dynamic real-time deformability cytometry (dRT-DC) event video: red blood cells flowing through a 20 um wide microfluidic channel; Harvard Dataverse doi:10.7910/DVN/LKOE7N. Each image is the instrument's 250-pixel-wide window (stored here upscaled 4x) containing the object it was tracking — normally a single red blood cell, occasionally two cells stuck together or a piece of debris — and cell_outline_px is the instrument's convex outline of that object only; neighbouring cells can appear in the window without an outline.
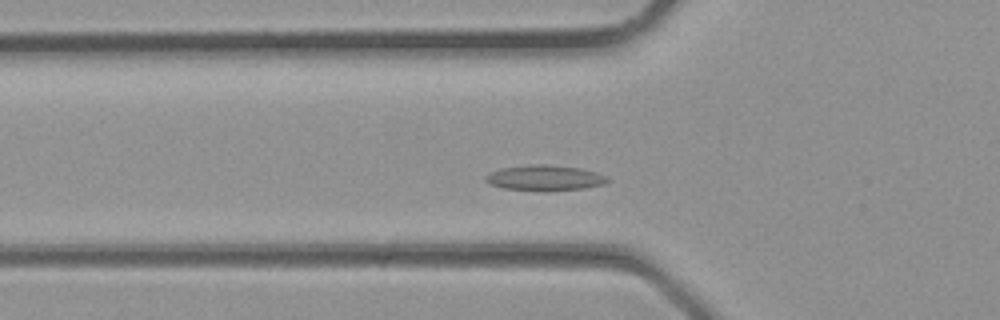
{"species": "common noctule bat (a hibernating species)", "species_latin": "Nyctalus noctula", "temperature_condition": "room temperature", "stored_images_in_passage": 31, "camera_frame_rate_fps": 3000, "um_per_image_px": 0.085, "animal": {"sex": "male", "body_mass_g": 23.1, "forearm_length_mm": 52.7}, "frame": {"image": 1, "passage_image": 7, "time_ms": 2.0, "image_size_px": [1000, 320], "cell_outline_px": [[612, 180], [604, 184], [584, 188], [504, 188], [488, 184], [484, 180], [484, 176], [500, 168], [532, 164], [544, 164], [580, 168], [596, 172], [608, 176]], "centroid_in_image_um": [46.32, 15.07], "position_along_channel_um": 79.5, "area_um2": 17.28}}
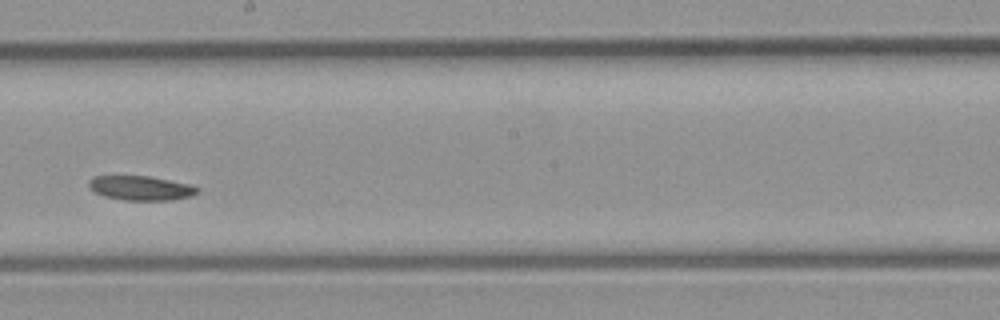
{"frame": {"image": 2, "passage_image": 15, "time_ms": 4.667, "image_size_px": [1000, 320], "cell_outline_px": [[200, 192], [192, 196], [172, 200], [124, 200], [104, 196], [88, 188], [88, 180], [92, 176], [148, 176], [188, 184], [200, 188]], "centroid_in_image_um": [11.96, 15.99], "position_along_channel_um": 236.2, "area_um2": 15.49}}
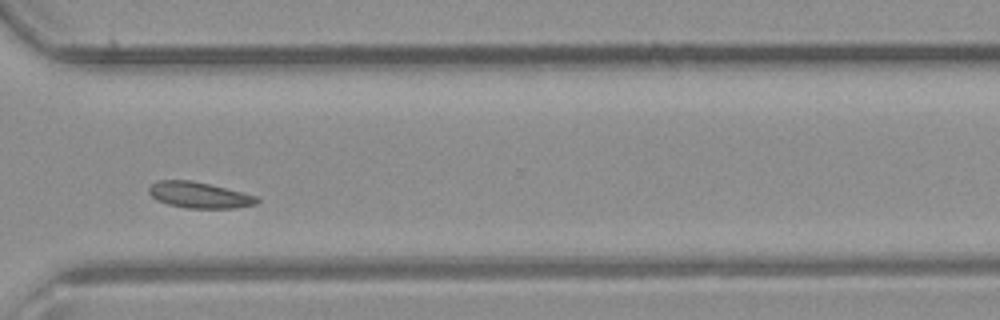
{"frame": {"image": 3, "passage_image": 21, "time_ms": 6.667, "image_size_px": [1000, 320], "cell_outline_px": [[260, 200], [256, 204], [236, 208], [188, 208], [168, 204], [156, 200], [148, 192], [148, 188], [152, 184], [160, 180], [192, 180], [244, 192], [256, 196]], "centroid_in_image_um": [16.95, 16.58], "position_along_channel_um": 353.7, "area_um2": 16.42}}